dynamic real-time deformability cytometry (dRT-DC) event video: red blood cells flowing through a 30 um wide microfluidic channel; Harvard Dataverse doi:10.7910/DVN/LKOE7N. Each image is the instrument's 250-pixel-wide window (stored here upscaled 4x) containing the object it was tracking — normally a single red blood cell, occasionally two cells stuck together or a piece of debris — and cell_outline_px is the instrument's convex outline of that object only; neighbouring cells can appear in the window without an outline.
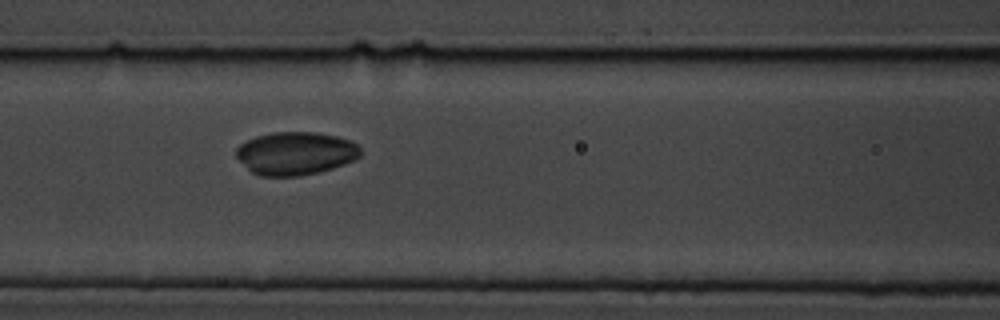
{"species": "common noctule bat (a hibernating species)", "species_latin": "Nyctalus noctula", "temperature_condition": "cold", "stored_images_in_passage": 4, "camera_frame_rate_fps": 3000, "um_per_image_px": 0.085, "animal": {"sex": "male", "body_mass_g": 19.5, "forearm_length_mm": 54.6}, "frame": {"image": 1, "passage_image": 3, "time_ms": 3.333, "image_size_px": [1000, 320], "cell_outline_px": [[360, 156], [356, 160], [320, 172], [300, 176], [260, 176], [252, 172], [236, 156], [236, 148], [240, 144], [256, 136], [272, 132], [312, 132], [336, 136], [352, 140], [360, 148]], "centroid_in_image_um": [25.14, 13.03], "position_along_channel_um": 141.5, "area_um2": 31.21}}
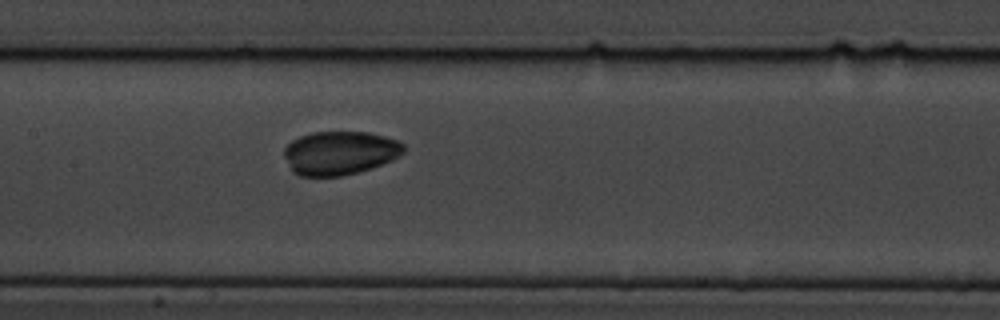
{"frame": {"image": 2, "passage_image": 4, "time_ms": 4.333, "image_size_px": [1000, 320], "cell_outline_px": [[404, 152], [400, 156], [392, 160], [356, 172], [340, 176], [300, 176], [292, 172], [284, 156], [284, 148], [292, 140], [300, 136], [312, 132], [368, 132], [384, 136], [396, 140], [404, 144]], "centroid_in_image_um": [28.86, 12.99], "position_along_channel_um": 178.5, "area_um2": 30.29}}